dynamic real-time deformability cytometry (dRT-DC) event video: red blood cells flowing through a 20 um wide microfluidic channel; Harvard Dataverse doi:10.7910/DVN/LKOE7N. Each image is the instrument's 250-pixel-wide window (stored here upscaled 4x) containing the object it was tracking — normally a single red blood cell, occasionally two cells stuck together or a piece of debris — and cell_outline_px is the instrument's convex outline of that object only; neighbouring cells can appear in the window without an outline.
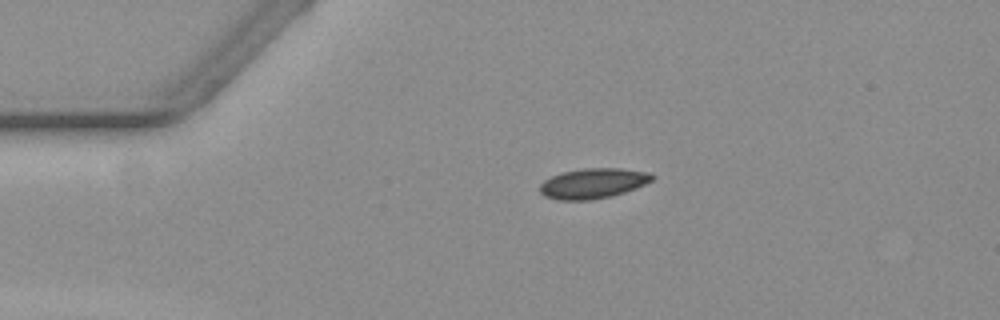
{"species": "common noctule bat (a hibernating species)", "species_latin": "Nyctalus noctula", "temperature_condition": "warm", "stored_images_in_passage": 6, "camera_frame_rate_fps": 3000, "um_per_image_px": 0.085, "animal": {"sex": "female", "body_mass_g": 19.3, "forearm_length_mm": 54.1}, "frame": {"image": 1, "passage_image": 1, "time_ms": 0.0, "image_size_px": [1000, 320], "cell_outline_px": [[656, 176], [652, 180], [636, 188], [624, 192], [608, 196], [588, 200], [556, 200], [544, 196], [540, 192], [540, 184], [544, 180], [552, 176], [564, 172], [584, 168], [620, 168], [648, 172]], "centroid_in_image_um": [50.4, 15.58], "position_along_channel_um": 34.6, "area_um2": 19.59}}